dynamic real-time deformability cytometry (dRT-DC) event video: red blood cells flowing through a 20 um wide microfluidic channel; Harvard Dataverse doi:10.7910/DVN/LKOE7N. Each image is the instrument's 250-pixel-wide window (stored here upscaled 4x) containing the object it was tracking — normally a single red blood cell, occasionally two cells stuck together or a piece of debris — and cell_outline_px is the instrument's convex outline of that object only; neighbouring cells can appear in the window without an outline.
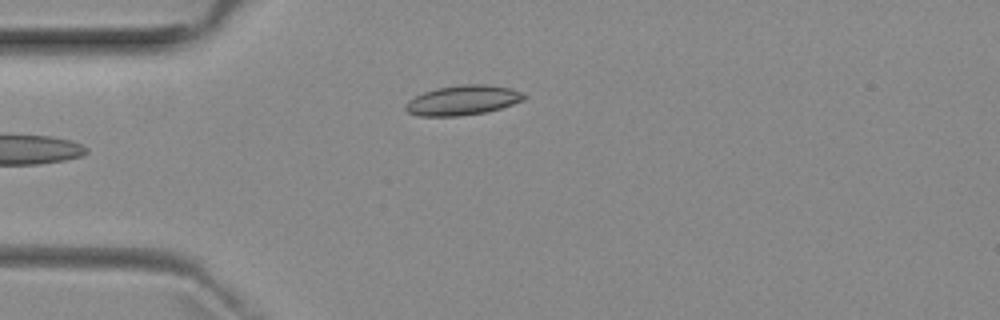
{"species": "common noctule bat (a hibernating species)", "species_latin": "Nyctalus noctula", "temperature_condition": "room temperature", "stored_images_in_passage": 4, "camera_frame_rate_fps": 3000, "um_per_image_px": 0.085, "animal": {"sex": "female", "body_mass_g": 29.2, "forearm_length_mm": 56.3}, "frame": {"image": 1, "passage_image": 4, "time_ms": 3.333, "image_size_px": [1000, 320], "cell_outline_px": [[528, 96], [524, 100], [488, 112], [456, 116], [420, 116], [408, 112], [404, 108], [404, 104], [408, 100], [424, 92], [436, 88], [460, 84], [488, 84], [512, 88]], "centroid_in_image_um": [39.34, 8.51], "position_along_channel_um": 45.7, "area_um2": 20.69}}